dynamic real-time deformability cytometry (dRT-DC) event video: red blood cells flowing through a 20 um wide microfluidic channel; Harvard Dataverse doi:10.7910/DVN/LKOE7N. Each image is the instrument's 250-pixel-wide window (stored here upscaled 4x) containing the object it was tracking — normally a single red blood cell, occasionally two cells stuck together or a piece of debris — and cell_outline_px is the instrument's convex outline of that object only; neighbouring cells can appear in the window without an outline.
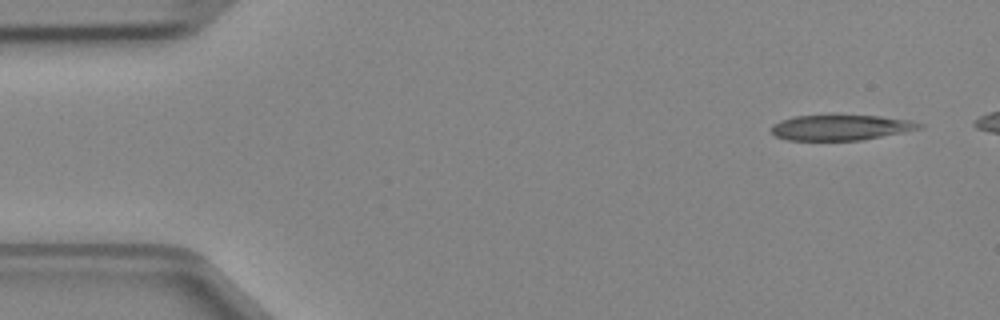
{"species": "Egyptian fruit bat (a non-hibernating species)", "species_latin": "Rousettus aegyptiacus", "temperature_condition": "cold", "stored_images_in_passage": 5, "camera_frame_rate_fps": 3000, "um_per_image_px": 0.085, "animal": {"sex": "female"}, "frame": {"image": 1, "passage_image": 1, "time_ms": 0.0, "image_size_px": [1000, 320], "cell_outline_px": [[924, 124], [920, 128], [904, 132], [860, 140], [788, 140], [776, 136], [768, 128], [772, 124], [780, 120], [792, 116], [832, 112], [880, 116], [912, 120]], "centroid_in_image_um": [71.4, 10.78], "position_along_channel_um": 13.6, "area_um2": 23.06}}